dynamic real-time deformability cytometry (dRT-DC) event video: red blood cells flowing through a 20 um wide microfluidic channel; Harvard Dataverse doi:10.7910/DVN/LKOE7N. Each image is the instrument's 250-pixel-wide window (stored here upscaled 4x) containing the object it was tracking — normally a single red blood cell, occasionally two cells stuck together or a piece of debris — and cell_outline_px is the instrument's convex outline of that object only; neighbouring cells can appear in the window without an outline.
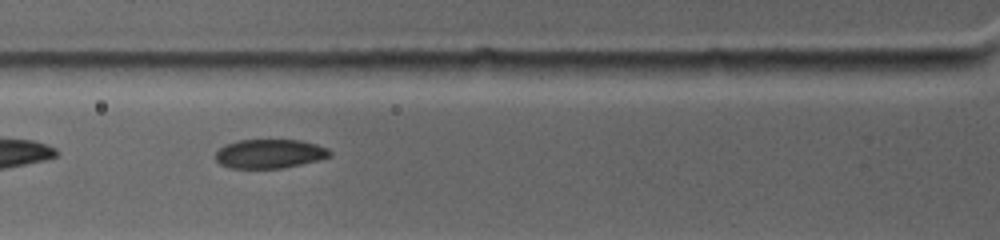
{"species": "common noctule bat (a hibernating species)", "species_latin": "Nyctalus noctula", "temperature_condition": "warm", "stored_images_in_passage": 10, "camera_frame_rate_fps": 4500, "um_per_image_px": 0.085, "animal": {"sex": "female", "body_mass_g": 19.0, "forearm_length_mm": 53.3}, "frame": {"image": 1, "passage_image": 5, "time_ms": 2.444, "image_size_px": [1000, 240], "cell_outline_px": [[328, 156], [316, 160], [300, 164], [280, 168], [232, 168], [220, 164], [216, 160], [216, 152], [220, 148], [228, 144], [240, 140], [300, 140], [316, 144], [324, 148], [328, 152]], "centroid_in_image_um": [22.85, 13.07], "position_along_channel_um": 103.0, "area_um2": 18.79}}
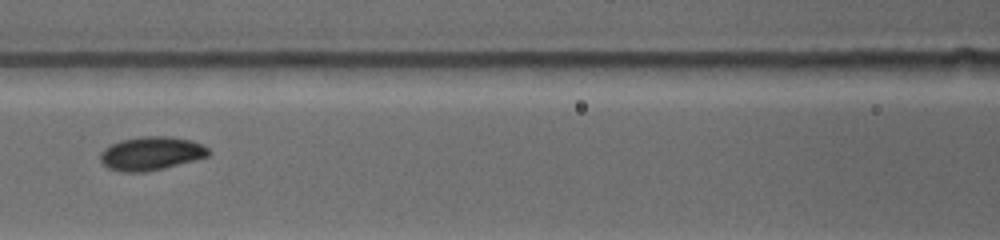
{"frame": {"image": 2, "passage_image": 7, "time_ms": 3.778, "image_size_px": [1000, 240], "cell_outline_px": [[208, 156], [164, 168], [144, 172], [120, 172], [108, 168], [100, 160], [100, 156], [112, 144], [124, 140], [148, 136], [164, 136], [188, 140], [200, 144], [208, 148]], "centroid_in_image_um": [12.84, 13.06], "position_along_channel_um": 153.8, "area_um2": 20.46}}
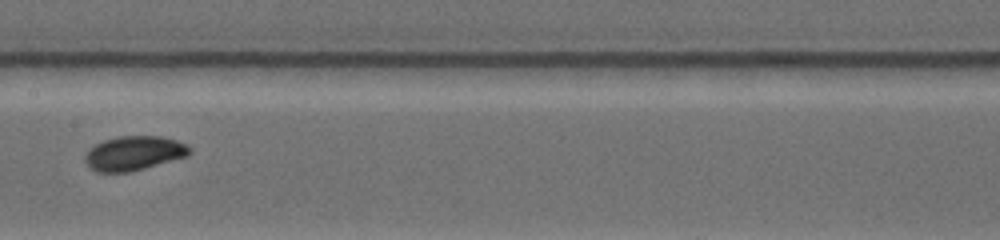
{"frame": {"image": 3, "passage_image": 9, "time_ms": 4.889, "image_size_px": [1000, 240], "cell_outline_px": [[188, 152], [184, 156], [144, 168], [128, 172], [96, 172], [88, 164], [88, 152], [92, 148], [108, 140], [124, 136], [160, 136], [176, 140], [184, 144], [188, 148]], "centroid_in_image_um": [11.4, 13.03], "position_along_channel_um": 196.0, "area_um2": 19.71}}